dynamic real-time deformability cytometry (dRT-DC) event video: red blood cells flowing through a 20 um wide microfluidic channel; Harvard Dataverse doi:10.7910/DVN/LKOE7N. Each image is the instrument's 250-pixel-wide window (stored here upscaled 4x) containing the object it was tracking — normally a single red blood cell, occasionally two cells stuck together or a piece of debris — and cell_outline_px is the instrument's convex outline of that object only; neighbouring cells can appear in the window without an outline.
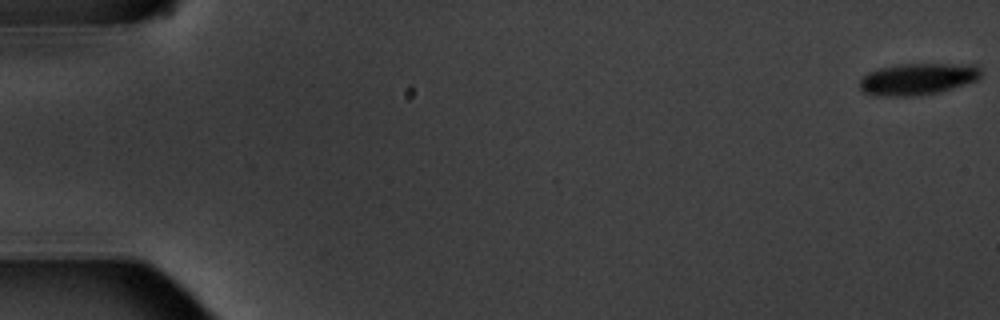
{"species": "common noctule bat (a hibernating species)", "species_latin": "Nyctalus noctula", "temperature_condition": "warm", "stored_images_in_passage": 5, "camera_frame_rate_fps": 3000, "um_per_image_px": 0.085, "animal": {"sex": "male", "body_mass_g": 20.1, "forearm_length_mm": 53.5}, "frame": {"image": 1, "passage_image": 1, "time_ms": 0.0, "image_size_px": [1000, 320], "cell_outline_px": [[980, 80], [940, 92], [916, 96], [872, 96], [864, 92], [860, 88], [860, 80], [868, 72], [880, 68], [896, 64], [980, 64]], "centroid_in_image_um": [78.04, 6.72], "position_along_channel_um": 7.0, "area_um2": 22.77}}